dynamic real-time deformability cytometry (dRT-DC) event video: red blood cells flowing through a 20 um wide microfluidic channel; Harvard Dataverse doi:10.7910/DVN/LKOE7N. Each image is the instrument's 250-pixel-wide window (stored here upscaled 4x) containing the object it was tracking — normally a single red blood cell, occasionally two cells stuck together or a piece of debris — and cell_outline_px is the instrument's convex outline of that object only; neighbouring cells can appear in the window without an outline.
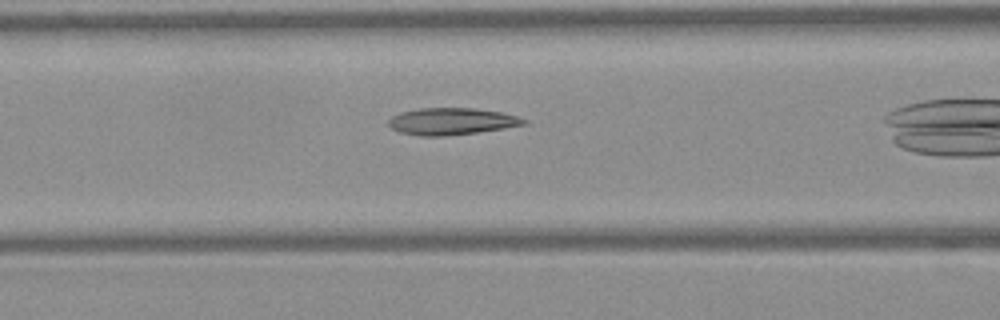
{"species": "Egyptian fruit bat (a non-hibernating species)", "species_latin": "Rousettus aegyptiacus", "temperature_condition": "warm", "stored_images_in_passage": 35, "camera_frame_rate_fps": 3000, "um_per_image_px": 0.085, "frame": {"image": 1, "passage_image": 16, "time_ms": 5.0, "image_size_px": [1000, 320], "cell_outline_px": [[528, 124], [504, 128], [476, 132], [440, 136], [420, 136], [400, 132], [392, 128], [388, 124], [388, 120], [392, 116], [400, 112], [420, 108], [472, 108], [500, 112], [516, 116], [528, 120]], "centroid_in_image_um": [38.37, 10.31], "position_along_channel_um": 128.2, "area_um2": 21.04}}
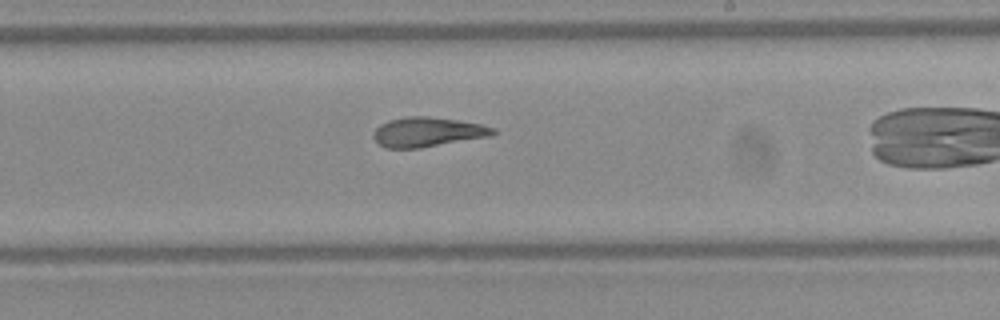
{"frame": {"image": 2, "passage_image": 25, "time_ms": 8.0, "image_size_px": [1000, 320], "cell_outline_px": [[496, 132], [492, 136], [420, 148], [388, 148], [380, 144], [372, 136], [376, 128], [380, 124], [388, 120], [404, 116], [428, 116], [456, 120], [480, 124], [496, 128]], "centroid_in_image_um": [36.35, 11.21], "position_along_channel_um": 252.7, "area_um2": 20.63}}
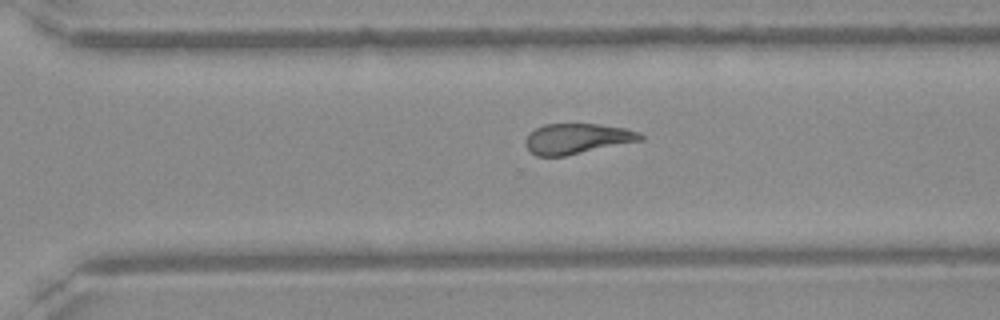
{"frame": {"image": 3, "passage_image": 30, "time_ms": 9.667, "image_size_px": [1000, 320], "cell_outline_px": [[644, 140], [564, 156], [536, 156], [524, 144], [524, 140], [528, 132], [544, 124], [600, 124], [624, 128], [640, 132], [644, 136]], "centroid_in_image_um": [49.05, 11.78], "position_along_channel_um": 321.6, "area_um2": 20.46}}